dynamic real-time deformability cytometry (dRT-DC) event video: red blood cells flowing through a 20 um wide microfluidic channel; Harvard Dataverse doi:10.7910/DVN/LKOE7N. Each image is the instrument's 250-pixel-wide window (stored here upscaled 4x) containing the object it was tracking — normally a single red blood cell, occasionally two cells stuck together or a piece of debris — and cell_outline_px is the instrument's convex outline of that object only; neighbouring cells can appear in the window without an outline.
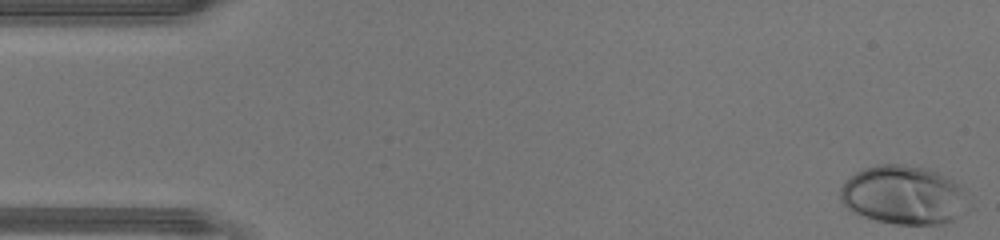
{"species": "human", "species_latin": "Homo sapiens", "temperature_condition": "warm", "stored_images_in_passage": 22, "camera_frame_rate_fps": 3000, "um_per_image_px": 0.085, "donor": {"sex": "male"}, "frame": {"image": 1, "passage_image": 1, "time_ms": 0.0, "image_size_px": [1000, 240], "cell_outline_px": [[972, 208], [968, 212], [944, 224], [896, 224], [876, 220], [852, 212], [840, 200], [840, 188], [856, 172], [864, 168], [880, 164], [904, 164], [924, 168], [948, 176], [960, 184], [964, 188]], "centroid_in_image_um": [76.9, 16.59], "position_along_channel_um": 8.1, "area_um2": 44.45}}
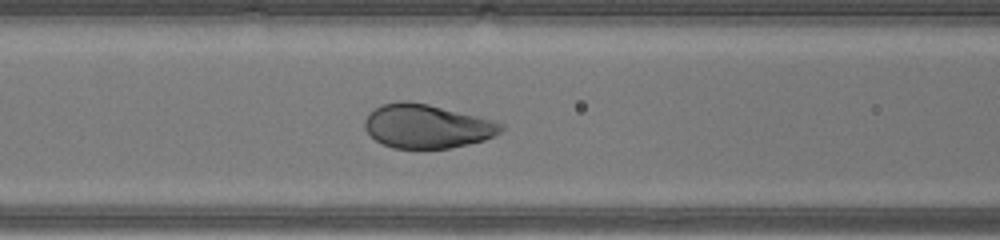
{"frame": {"image": 2, "passage_image": 18, "time_ms": 5.667, "image_size_px": [1000, 240], "cell_outline_px": [[504, 128], [496, 136], [484, 140], [468, 144], [448, 148], [392, 148], [376, 140], [364, 128], [364, 120], [376, 108], [384, 104], [400, 100], [408, 100], [428, 104], [492, 120], [504, 124]], "centroid_in_image_um": [36.3, 10.73], "position_along_channel_um": 130.3, "area_um2": 34.56}}
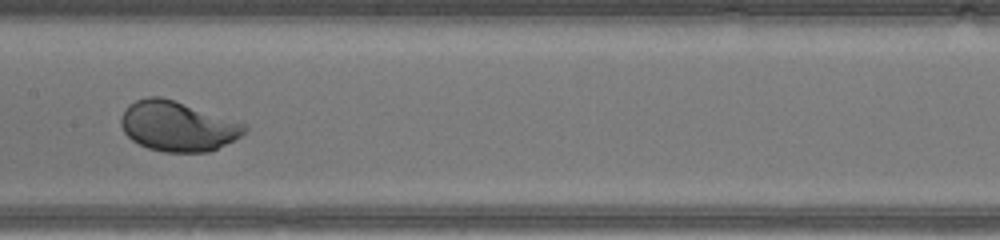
{"frame": {"image": 3, "passage_image": 22, "time_ms": 7.0, "image_size_px": [1000, 240], "cell_outline_px": [[248, 128], [240, 136], [208, 152], [164, 152], [148, 148], [132, 140], [124, 132], [120, 124], [120, 116], [124, 108], [128, 104], [136, 100], [148, 96], [160, 96], [248, 124]], "centroid_in_image_um": [15.06, 10.72], "position_along_channel_um": 192.3, "area_um2": 35.84}}